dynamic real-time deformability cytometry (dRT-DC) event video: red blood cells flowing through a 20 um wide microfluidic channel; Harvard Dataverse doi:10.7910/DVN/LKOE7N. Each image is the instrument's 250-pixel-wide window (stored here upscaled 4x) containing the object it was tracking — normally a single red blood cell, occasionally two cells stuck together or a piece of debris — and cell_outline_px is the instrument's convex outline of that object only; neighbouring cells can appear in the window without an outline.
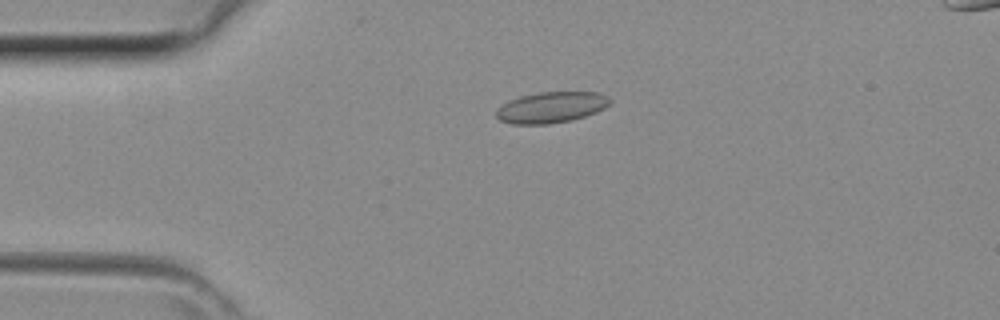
{"species": "common noctule bat (a hibernating species)", "species_latin": "Nyctalus noctula", "temperature_condition": "room temperature", "stored_images_in_passage": 30, "camera_frame_rate_fps": 3000, "um_per_image_px": 0.085, "animal": {"sex": "female", "body_mass_g": 29.2, "forearm_length_mm": 56.3}, "frame": {"image": 1, "passage_image": 3, "time_ms": 0.667, "image_size_px": [1000, 320], "cell_outline_px": [[612, 100], [604, 108], [596, 112], [572, 120], [548, 124], [512, 124], [500, 120], [496, 116], [496, 108], [508, 100], [520, 96], [540, 92], [600, 92], [608, 96]], "centroid_in_image_um": [46.84, 9.12], "position_along_channel_um": 38.2, "area_um2": 20.63}}
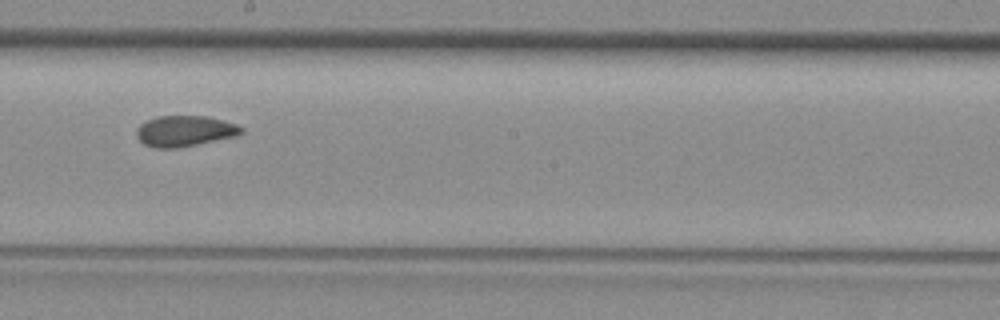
{"frame": {"image": 2, "passage_image": 17, "time_ms": 5.333, "image_size_px": [1000, 320], "cell_outline_px": [[244, 132], [240, 136], [196, 144], [172, 148], [156, 148], [144, 144], [136, 136], [136, 128], [140, 124], [148, 120], [160, 116], [208, 116], [236, 124], [244, 128]], "centroid_in_image_um": [15.74, 11.13], "position_along_channel_um": 232.5, "area_um2": 18.84}}
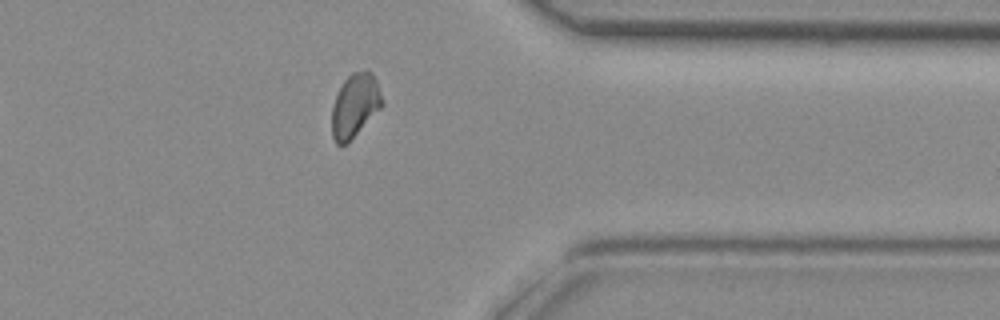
{"frame": {"image": 3, "passage_image": 27, "time_ms": 8.667, "image_size_px": [1000, 320], "cell_outline_px": [[384, 104], [344, 144], [336, 144], [332, 136], [332, 108], [336, 96], [344, 80], [352, 72], [368, 68], [372, 72], [376, 80], [384, 100]], "centroid_in_image_um": [30.18, 8.88], "position_along_channel_um": 381.2, "area_um2": 18.26}}